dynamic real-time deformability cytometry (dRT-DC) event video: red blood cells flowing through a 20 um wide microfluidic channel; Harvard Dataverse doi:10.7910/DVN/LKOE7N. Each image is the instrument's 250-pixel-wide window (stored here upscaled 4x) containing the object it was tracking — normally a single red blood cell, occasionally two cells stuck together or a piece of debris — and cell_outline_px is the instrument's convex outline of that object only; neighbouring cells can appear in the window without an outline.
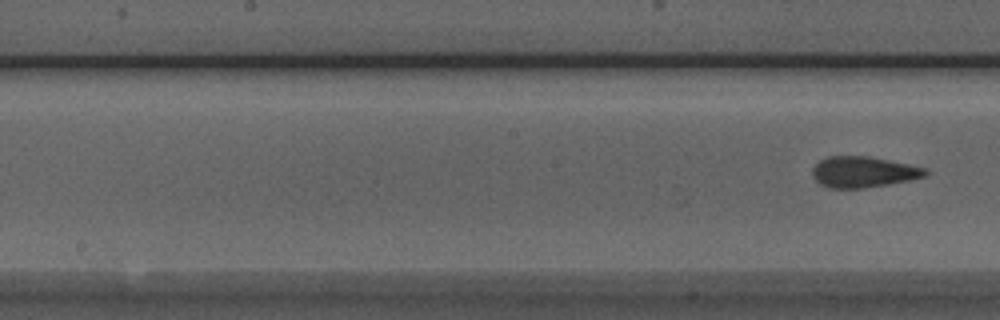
{"species": "Egyptian fruit bat (a non-hibernating species)", "species_latin": "Rousettus aegyptiacus", "temperature_condition": "room temperature", "stored_images_in_passage": 9, "segment_of_instrument_passage": [2, 2], "camera_frame_rate_fps": 3000, "um_per_image_px": 0.085, "animal": {"sex": "male"}, "frame": {"image": 1, "passage_image": 9, "time_ms": 2.667, "image_size_px": [1000, 320], "cell_outline_px": [[928, 172], [924, 176], [908, 180], [888, 184], [864, 188], [828, 188], [820, 184], [812, 176], [812, 168], [820, 160], [828, 156], [868, 156], [908, 164], [924, 168]], "centroid_in_image_um": [73.32, 14.62], "position_along_channel_um": 174.9, "area_um2": 20.17}}